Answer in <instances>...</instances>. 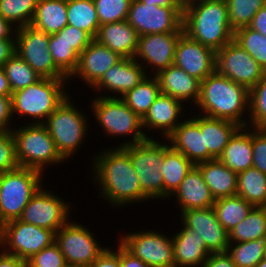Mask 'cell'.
Listing matches in <instances>:
<instances>
[{
  "instance_id": "59",
  "label": "cell",
  "mask_w": 266,
  "mask_h": 267,
  "mask_svg": "<svg viewBox=\"0 0 266 267\" xmlns=\"http://www.w3.org/2000/svg\"><path fill=\"white\" fill-rule=\"evenodd\" d=\"M12 90L6 76V73L2 67H0V96L11 97Z\"/></svg>"
},
{
  "instance_id": "63",
  "label": "cell",
  "mask_w": 266,
  "mask_h": 267,
  "mask_svg": "<svg viewBox=\"0 0 266 267\" xmlns=\"http://www.w3.org/2000/svg\"><path fill=\"white\" fill-rule=\"evenodd\" d=\"M67 267H81V266H72V265H68Z\"/></svg>"
},
{
  "instance_id": "25",
  "label": "cell",
  "mask_w": 266,
  "mask_h": 267,
  "mask_svg": "<svg viewBox=\"0 0 266 267\" xmlns=\"http://www.w3.org/2000/svg\"><path fill=\"white\" fill-rule=\"evenodd\" d=\"M171 238L175 267H202L210 253L197 231L183 224L180 231Z\"/></svg>"
},
{
  "instance_id": "21",
  "label": "cell",
  "mask_w": 266,
  "mask_h": 267,
  "mask_svg": "<svg viewBox=\"0 0 266 267\" xmlns=\"http://www.w3.org/2000/svg\"><path fill=\"white\" fill-rule=\"evenodd\" d=\"M122 57L113 52L107 46L98 43L95 39L79 55V62L75 72L69 78L74 77L84 81L92 88L108 69L116 64Z\"/></svg>"
},
{
  "instance_id": "43",
  "label": "cell",
  "mask_w": 266,
  "mask_h": 267,
  "mask_svg": "<svg viewBox=\"0 0 266 267\" xmlns=\"http://www.w3.org/2000/svg\"><path fill=\"white\" fill-rule=\"evenodd\" d=\"M233 40L266 71V36L249 27H243L234 32Z\"/></svg>"
},
{
  "instance_id": "48",
  "label": "cell",
  "mask_w": 266,
  "mask_h": 267,
  "mask_svg": "<svg viewBox=\"0 0 266 267\" xmlns=\"http://www.w3.org/2000/svg\"><path fill=\"white\" fill-rule=\"evenodd\" d=\"M253 167L266 174V128H252Z\"/></svg>"
},
{
  "instance_id": "11",
  "label": "cell",
  "mask_w": 266,
  "mask_h": 267,
  "mask_svg": "<svg viewBox=\"0 0 266 267\" xmlns=\"http://www.w3.org/2000/svg\"><path fill=\"white\" fill-rule=\"evenodd\" d=\"M49 34L27 25L16 29L15 52L42 78L68 79L56 66L48 49Z\"/></svg>"
},
{
  "instance_id": "19",
  "label": "cell",
  "mask_w": 266,
  "mask_h": 267,
  "mask_svg": "<svg viewBox=\"0 0 266 267\" xmlns=\"http://www.w3.org/2000/svg\"><path fill=\"white\" fill-rule=\"evenodd\" d=\"M180 215L181 225L197 231L204 239L210 254L227 251L229 234L219 223L213 207L188 209L181 211Z\"/></svg>"
},
{
  "instance_id": "16",
  "label": "cell",
  "mask_w": 266,
  "mask_h": 267,
  "mask_svg": "<svg viewBox=\"0 0 266 267\" xmlns=\"http://www.w3.org/2000/svg\"><path fill=\"white\" fill-rule=\"evenodd\" d=\"M70 209L69 203L43 185L23 209L19 220L56 232L69 221Z\"/></svg>"
},
{
  "instance_id": "46",
  "label": "cell",
  "mask_w": 266,
  "mask_h": 267,
  "mask_svg": "<svg viewBox=\"0 0 266 267\" xmlns=\"http://www.w3.org/2000/svg\"><path fill=\"white\" fill-rule=\"evenodd\" d=\"M64 255L56 242L43 248L27 260V267H67Z\"/></svg>"
},
{
  "instance_id": "23",
  "label": "cell",
  "mask_w": 266,
  "mask_h": 267,
  "mask_svg": "<svg viewBox=\"0 0 266 267\" xmlns=\"http://www.w3.org/2000/svg\"><path fill=\"white\" fill-rule=\"evenodd\" d=\"M191 119L204 132V162L218 159L228 145L229 139L241 127L237 123L218 118H210L201 114Z\"/></svg>"
},
{
  "instance_id": "3",
  "label": "cell",
  "mask_w": 266,
  "mask_h": 267,
  "mask_svg": "<svg viewBox=\"0 0 266 267\" xmlns=\"http://www.w3.org/2000/svg\"><path fill=\"white\" fill-rule=\"evenodd\" d=\"M196 106L201 115L247 127L248 119L243 117L249 112V90L215 71L201 81Z\"/></svg>"
},
{
  "instance_id": "30",
  "label": "cell",
  "mask_w": 266,
  "mask_h": 267,
  "mask_svg": "<svg viewBox=\"0 0 266 267\" xmlns=\"http://www.w3.org/2000/svg\"><path fill=\"white\" fill-rule=\"evenodd\" d=\"M218 159L237 174L252 167V128L240 127L229 139Z\"/></svg>"
},
{
  "instance_id": "9",
  "label": "cell",
  "mask_w": 266,
  "mask_h": 267,
  "mask_svg": "<svg viewBox=\"0 0 266 267\" xmlns=\"http://www.w3.org/2000/svg\"><path fill=\"white\" fill-rule=\"evenodd\" d=\"M122 148L130 156L142 192L149 199H163V175L160 170L165 153V144L153 137Z\"/></svg>"
},
{
  "instance_id": "40",
  "label": "cell",
  "mask_w": 266,
  "mask_h": 267,
  "mask_svg": "<svg viewBox=\"0 0 266 267\" xmlns=\"http://www.w3.org/2000/svg\"><path fill=\"white\" fill-rule=\"evenodd\" d=\"M48 49L55 66L69 79L78 66L79 54L72 48V45L55 33L49 34Z\"/></svg>"
},
{
  "instance_id": "33",
  "label": "cell",
  "mask_w": 266,
  "mask_h": 267,
  "mask_svg": "<svg viewBox=\"0 0 266 267\" xmlns=\"http://www.w3.org/2000/svg\"><path fill=\"white\" fill-rule=\"evenodd\" d=\"M237 195L253 207H266V174L253 166L238 173Z\"/></svg>"
},
{
  "instance_id": "4",
  "label": "cell",
  "mask_w": 266,
  "mask_h": 267,
  "mask_svg": "<svg viewBox=\"0 0 266 267\" xmlns=\"http://www.w3.org/2000/svg\"><path fill=\"white\" fill-rule=\"evenodd\" d=\"M69 79L41 78L11 95L12 116L31 118V124H43L50 114L70 95L65 85ZM67 83V84H66ZM16 113V114H15Z\"/></svg>"
},
{
  "instance_id": "27",
  "label": "cell",
  "mask_w": 266,
  "mask_h": 267,
  "mask_svg": "<svg viewBox=\"0 0 266 267\" xmlns=\"http://www.w3.org/2000/svg\"><path fill=\"white\" fill-rule=\"evenodd\" d=\"M138 38L137 31L125 20L100 25L95 40L122 58H134Z\"/></svg>"
},
{
  "instance_id": "36",
  "label": "cell",
  "mask_w": 266,
  "mask_h": 267,
  "mask_svg": "<svg viewBox=\"0 0 266 267\" xmlns=\"http://www.w3.org/2000/svg\"><path fill=\"white\" fill-rule=\"evenodd\" d=\"M213 208L219 223L229 233L246 218L253 206L241 196L234 195L215 200Z\"/></svg>"
},
{
  "instance_id": "7",
  "label": "cell",
  "mask_w": 266,
  "mask_h": 267,
  "mask_svg": "<svg viewBox=\"0 0 266 267\" xmlns=\"http://www.w3.org/2000/svg\"><path fill=\"white\" fill-rule=\"evenodd\" d=\"M43 173L24 167L0 173V226L19 219L31 198L45 185Z\"/></svg>"
},
{
  "instance_id": "51",
  "label": "cell",
  "mask_w": 266,
  "mask_h": 267,
  "mask_svg": "<svg viewBox=\"0 0 266 267\" xmlns=\"http://www.w3.org/2000/svg\"><path fill=\"white\" fill-rule=\"evenodd\" d=\"M12 105L11 97L0 96V132L12 131Z\"/></svg>"
},
{
  "instance_id": "49",
  "label": "cell",
  "mask_w": 266,
  "mask_h": 267,
  "mask_svg": "<svg viewBox=\"0 0 266 267\" xmlns=\"http://www.w3.org/2000/svg\"><path fill=\"white\" fill-rule=\"evenodd\" d=\"M62 37L80 55L82 51L94 40L87 32L67 25L61 31L55 33Z\"/></svg>"
},
{
  "instance_id": "37",
  "label": "cell",
  "mask_w": 266,
  "mask_h": 267,
  "mask_svg": "<svg viewBox=\"0 0 266 267\" xmlns=\"http://www.w3.org/2000/svg\"><path fill=\"white\" fill-rule=\"evenodd\" d=\"M229 242H246L266 238V207H253L229 233Z\"/></svg>"
},
{
  "instance_id": "45",
  "label": "cell",
  "mask_w": 266,
  "mask_h": 267,
  "mask_svg": "<svg viewBox=\"0 0 266 267\" xmlns=\"http://www.w3.org/2000/svg\"><path fill=\"white\" fill-rule=\"evenodd\" d=\"M100 25L125 21L131 0H93Z\"/></svg>"
},
{
  "instance_id": "38",
  "label": "cell",
  "mask_w": 266,
  "mask_h": 267,
  "mask_svg": "<svg viewBox=\"0 0 266 267\" xmlns=\"http://www.w3.org/2000/svg\"><path fill=\"white\" fill-rule=\"evenodd\" d=\"M2 68L6 73L12 93L26 88L42 78L16 52L5 62Z\"/></svg>"
},
{
  "instance_id": "12",
  "label": "cell",
  "mask_w": 266,
  "mask_h": 267,
  "mask_svg": "<svg viewBox=\"0 0 266 267\" xmlns=\"http://www.w3.org/2000/svg\"><path fill=\"white\" fill-rule=\"evenodd\" d=\"M88 229L81 223L68 221L55 232V242L67 265L89 267L105 249Z\"/></svg>"
},
{
  "instance_id": "26",
  "label": "cell",
  "mask_w": 266,
  "mask_h": 267,
  "mask_svg": "<svg viewBox=\"0 0 266 267\" xmlns=\"http://www.w3.org/2000/svg\"><path fill=\"white\" fill-rule=\"evenodd\" d=\"M176 196L180 211L213 207V198L199 168L195 165L180 183L171 197Z\"/></svg>"
},
{
  "instance_id": "10",
  "label": "cell",
  "mask_w": 266,
  "mask_h": 267,
  "mask_svg": "<svg viewBox=\"0 0 266 267\" xmlns=\"http://www.w3.org/2000/svg\"><path fill=\"white\" fill-rule=\"evenodd\" d=\"M0 240V250L27 261L55 242V232L16 219L1 226Z\"/></svg>"
},
{
  "instance_id": "34",
  "label": "cell",
  "mask_w": 266,
  "mask_h": 267,
  "mask_svg": "<svg viewBox=\"0 0 266 267\" xmlns=\"http://www.w3.org/2000/svg\"><path fill=\"white\" fill-rule=\"evenodd\" d=\"M161 93L154 75L145 77L136 87L120 97L139 117L143 118Z\"/></svg>"
},
{
  "instance_id": "17",
  "label": "cell",
  "mask_w": 266,
  "mask_h": 267,
  "mask_svg": "<svg viewBox=\"0 0 266 267\" xmlns=\"http://www.w3.org/2000/svg\"><path fill=\"white\" fill-rule=\"evenodd\" d=\"M183 32L182 26L175 33H152L139 36L134 59L144 68L151 66L154 75L167 69L174 63L176 46Z\"/></svg>"
},
{
  "instance_id": "35",
  "label": "cell",
  "mask_w": 266,
  "mask_h": 267,
  "mask_svg": "<svg viewBox=\"0 0 266 267\" xmlns=\"http://www.w3.org/2000/svg\"><path fill=\"white\" fill-rule=\"evenodd\" d=\"M68 25L87 32L95 39L100 23L93 0H67Z\"/></svg>"
},
{
  "instance_id": "2",
  "label": "cell",
  "mask_w": 266,
  "mask_h": 267,
  "mask_svg": "<svg viewBox=\"0 0 266 267\" xmlns=\"http://www.w3.org/2000/svg\"><path fill=\"white\" fill-rule=\"evenodd\" d=\"M184 33L215 52L233 40L226 0H192L183 5Z\"/></svg>"
},
{
  "instance_id": "47",
  "label": "cell",
  "mask_w": 266,
  "mask_h": 267,
  "mask_svg": "<svg viewBox=\"0 0 266 267\" xmlns=\"http://www.w3.org/2000/svg\"><path fill=\"white\" fill-rule=\"evenodd\" d=\"M18 167L15 143L11 131L0 132V173L11 171Z\"/></svg>"
},
{
  "instance_id": "32",
  "label": "cell",
  "mask_w": 266,
  "mask_h": 267,
  "mask_svg": "<svg viewBox=\"0 0 266 267\" xmlns=\"http://www.w3.org/2000/svg\"><path fill=\"white\" fill-rule=\"evenodd\" d=\"M46 34H54L68 25L67 0H38L31 24Z\"/></svg>"
},
{
  "instance_id": "15",
  "label": "cell",
  "mask_w": 266,
  "mask_h": 267,
  "mask_svg": "<svg viewBox=\"0 0 266 267\" xmlns=\"http://www.w3.org/2000/svg\"><path fill=\"white\" fill-rule=\"evenodd\" d=\"M215 71L251 90L265 70L237 42L232 40L216 52Z\"/></svg>"
},
{
  "instance_id": "44",
  "label": "cell",
  "mask_w": 266,
  "mask_h": 267,
  "mask_svg": "<svg viewBox=\"0 0 266 267\" xmlns=\"http://www.w3.org/2000/svg\"><path fill=\"white\" fill-rule=\"evenodd\" d=\"M248 113V127L266 128V71L258 83L249 90Z\"/></svg>"
},
{
  "instance_id": "22",
  "label": "cell",
  "mask_w": 266,
  "mask_h": 267,
  "mask_svg": "<svg viewBox=\"0 0 266 267\" xmlns=\"http://www.w3.org/2000/svg\"><path fill=\"white\" fill-rule=\"evenodd\" d=\"M183 104L171 96L160 93L142 118L143 129L160 130V135L166 139L181 123L179 117L185 116Z\"/></svg>"
},
{
  "instance_id": "58",
  "label": "cell",
  "mask_w": 266,
  "mask_h": 267,
  "mask_svg": "<svg viewBox=\"0 0 266 267\" xmlns=\"http://www.w3.org/2000/svg\"><path fill=\"white\" fill-rule=\"evenodd\" d=\"M143 3H151L159 7L183 8L181 0H139Z\"/></svg>"
},
{
  "instance_id": "24",
  "label": "cell",
  "mask_w": 266,
  "mask_h": 267,
  "mask_svg": "<svg viewBox=\"0 0 266 267\" xmlns=\"http://www.w3.org/2000/svg\"><path fill=\"white\" fill-rule=\"evenodd\" d=\"M158 80L160 91L181 102L195 104L198 101L201 81L190 76L183 69L171 65L154 75Z\"/></svg>"
},
{
  "instance_id": "50",
  "label": "cell",
  "mask_w": 266,
  "mask_h": 267,
  "mask_svg": "<svg viewBox=\"0 0 266 267\" xmlns=\"http://www.w3.org/2000/svg\"><path fill=\"white\" fill-rule=\"evenodd\" d=\"M118 245L115 251L106 247L89 267H120V243Z\"/></svg>"
},
{
  "instance_id": "14",
  "label": "cell",
  "mask_w": 266,
  "mask_h": 267,
  "mask_svg": "<svg viewBox=\"0 0 266 267\" xmlns=\"http://www.w3.org/2000/svg\"><path fill=\"white\" fill-rule=\"evenodd\" d=\"M127 21L139 36L175 33L182 27L183 8L159 7L131 0Z\"/></svg>"
},
{
  "instance_id": "13",
  "label": "cell",
  "mask_w": 266,
  "mask_h": 267,
  "mask_svg": "<svg viewBox=\"0 0 266 267\" xmlns=\"http://www.w3.org/2000/svg\"><path fill=\"white\" fill-rule=\"evenodd\" d=\"M118 240V243L148 267H175L172 238L161 231L128 232Z\"/></svg>"
},
{
  "instance_id": "61",
  "label": "cell",
  "mask_w": 266,
  "mask_h": 267,
  "mask_svg": "<svg viewBox=\"0 0 266 267\" xmlns=\"http://www.w3.org/2000/svg\"><path fill=\"white\" fill-rule=\"evenodd\" d=\"M263 259L266 260V239H265V246H264V251H263Z\"/></svg>"
},
{
  "instance_id": "57",
  "label": "cell",
  "mask_w": 266,
  "mask_h": 267,
  "mask_svg": "<svg viewBox=\"0 0 266 267\" xmlns=\"http://www.w3.org/2000/svg\"><path fill=\"white\" fill-rule=\"evenodd\" d=\"M15 32L16 28L0 16V39L15 38Z\"/></svg>"
},
{
  "instance_id": "42",
  "label": "cell",
  "mask_w": 266,
  "mask_h": 267,
  "mask_svg": "<svg viewBox=\"0 0 266 267\" xmlns=\"http://www.w3.org/2000/svg\"><path fill=\"white\" fill-rule=\"evenodd\" d=\"M226 2L233 32L248 27L254 15L266 5V0H226Z\"/></svg>"
},
{
  "instance_id": "64",
  "label": "cell",
  "mask_w": 266,
  "mask_h": 267,
  "mask_svg": "<svg viewBox=\"0 0 266 267\" xmlns=\"http://www.w3.org/2000/svg\"><path fill=\"white\" fill-rule=\"evenodd\" d=\"M0 236H1V226H0ZM0 247H1V240H0Z\"/></svg>"
},
{
  "instance_id": "56",
  "label": "cell",
  "mask_w": 266,
  "mask_h": 267,
  "mask_svg": "<svg viewBox=\"0 0 266 267\" xmlns=\"http://www.w3.org/2000/svg\"><path fill=\"white\" fill-rule=\"evenodd\" d=\"M0 267H27V261L18 258L17 256L2 252L1 250Z\"/></svg>"
},
{
  "instance_id": "5",
  "label": "cell",
  "mask_w": 266,
  "mask_h": 267,
  "mask_svg": "<svg viewBox=\"0 0 266 267\" xmlns=\"http://www.w3.org/2000/svg\"><path fill=\"white\" fill-rule=\"evenodd\" d=\"M90 107L99 126L106 136H130L116 147H124L151 139L149 134L143 132L142 118L129 108L119 97L96 96Z\"/></svg>"
},
{
  "instance_id": "39",
  "label": "cell",
  "mask_w": 266,
  "mask_h": 267,
  "mask_svg": "<svg viewBox=\"0 0 266 267\" xmlns=\"http://www.w3.org/2000/svg\"><path fill=\"white\" fill-rule=\"evenodd\" d=\"M265 239L229 242L227 253L236 267H256L263 259Z\"/></svg>"
},
{
  "instance_id": "31",
  "label": "cell",
  "mask_w": 266,
  "mask_h": 267,
  "mask_svg": "<svg viewBox=\"0 0 266 267\" xmlns=\"http://www.w3.org/2000/svg\"><path fill=\"white\" fill-rule=\"evenodd\" d=\"M165 143V153L161 163L163 175V199H170L188 172L195 166L181 152Z\"/></svg>"
},
{
  "instance_id": "53",
  "label": "cell",
  "mask_w": 266,
  "mask_h": 267,
  "mask_svg": "<svg viewBox=\"0 0 266 267\" xmlns=\"http://www.w3.org/2000/svg\"><path fill=\"white\" fill-rule=\"evenodd\" d=\"M120 267H148L140 258L133 256L120 244Z\"/></svg>"
},
{
  "instance_id": "29",
  "label": "cell",
  "mask_w": 266,
  "mask_h": 267,
  "mask_svg": "<svg viewBox=\"0 0 266 267\" xmlns=\"http://www.w3.org/2000/svg\"><path fill=\"white\" fill-rule=\"evenodd\" d=\"M215 200L237 195L238 174L219 159L196 164Z\"/></svg>"
},
{
  "instance_id": "8",
  "label": "cell",
  "mask_w": 266,
  "mask_h": 267,
  "mask_svg": "<svg viewBox=\"0 0 266 267\" xmlns=\"http://www.w3.org/2000/svg\"><path fill=\"white\" fill-rule=\"evenodd\" d=\"M80 111L69 95L43 123L65 161L76 154L87 137L89 121Z\"/></svg>"
},
{
  "instance_id": "41",
  "label": "cell",
  "mask_w": 266,
  "mask_h": 267,
  "mask_svg": "<svg viewBox=\"0 0 266 267\" xmlns=\"http://www.w3.org/2000/svg\"><path fill=\"white\" fill-rule=\"evenodd\" d=\"M38 0H0V16L13 27L31 24Z\"/></svg>"
},
{
  "instance_id": "28",
  "label": "cell",
  "mask_w": 266,
  "mask_h": 267,
  "mask_svg": "<svg viewBox=\"0 0 266 267\" xmlns=\"http://www.w3.org/2000/svg\"><path fill=\"white\" fill-rule=\"evenodd\" d=\"M194 165L204 162V132L188 117L165 139Z\"/></svg>"
},
{
  "instance_id": "1",
  "label": "cell",
  "mask_w": 266,
  "mask_h": 267,
  "mask_svg": "<svg viewBox=\"0 0 266 267\" xmlns=\"http://www.w3.org/2000/svg\"><path fill=\"white\" fill-rule=\"evenodd\" d=\"M91 160L93 182L101 191L99 196L112 207L124 208L125 205L150 200L142 192L130 156L122 147L106 148Z\"/></svg>"
},
{
  "instance_id": "60",
  "label": "cell",
  "mask_w": 266,
  "mask_h": 267,
  "mask_svg": "<svg viewBox=\"0 0 266 267\" xmlns=\"http://www.w3.org/2000/svg\"><path fill=\"white\" fill-rule=\"evenodd\" d=\"M256 267H266V260L265 259H262Z\"/></svg>"
},
{
  "instance_id": "62",
  "label": "cell",
  "mask_w": 266,
  "mask_h": 267,
  "mask_svg": "<svg viewBox=\"0 0 266 267\" xmlns=\"http://www.w3.org/2000/svg\"><path fill=\"white\" fill-rule=\"evenodd\" d=\"M190 1H192V0H181L183 5L186 4L187 2H190Z\"/></svg>"
},
{
  "instance_id": "52",
  "label": "cell",
  "mask_w": 266,
  "mask_h": 267,
  "mask_svg": "<svg viewBox=\"0 0 266 267\" xmlns=\"http://www.w3.org/2000/svg\"><path fill=\"white\" fill-rule=\"evenodd\" d=\"M202 267H236L227 252L211 253Z\"/></svg>"
},
{
  "instance_id": "20",
  "label": "cell",
  "mask_w": 266,
  "mask_h": 267,
  "mask_svg": "<svg viewBox=\"0 0 266 267\" xmlns=\"http://www.w3.org/2000/svg\"><path fill=\"white\" fill-rule=\"evenodd\" d=\"M134 58H121L114 66L102 75L92 87L94 91H103L118 96L105 95L104 97H122L126 92L136 87L149 73ZM105 90V91H104Z\"/></svg>"
},
{
  "instance_id": "54",
  "label": "cell",
  "mask_w": 266,
  "mask_h": 267,
  "mask_svg": "<svg viewBox=\"0 0 266 267\" xmlns=\"http://www.w3.org/2000/svg\"><path fill=\"white\" fill-rule=\"evenodd\" d=\"M15 53V38L0 39V67Z\"/></svg>"
},
{
  "instance_id": "55",
  "label": "cell",
  "mask_w": 266,
  "mask_h": 267,
  "mask_svg": "<svg viewBox=\"0 0 266 267\" xmlns=\"http://www.w3.org/2000/svg\"><path fill=\"white\" fill-rule=\"evenodd\" d=\"M248 27L266 36V5L254 15Z\"/></svg>"
},
{
  "instance_id": "6",
  "label": "cell",
  "mask_w": 266,
  "mask_h": 267,
  "mask_svg": "<svg viewBox=\"0 0 266 267\" xmlns=\"http://www.w3.org/2000/svg\"><path fill=\"white\" fill-rule=\"evenodd\" d=\"M16 160L19 167L30 168L44 173L49 165L65 160L58 153L51 135L43 124H24L11 131Z\"/></svg>"
},
{
  "instance_id": "18",
  "label": "cell",
  "mask_w": 266,
  "mask_h": 267,
  "mask_svg": "<svg viewBox=\"0 0 266 267\" xmlns=\"http://www.w3.org/2000/svg\"><path fill=\"white\" fill-rule=\"evenodd\" d=\"M173 64L203 81L215 72L216 52L183 32L176 46Z\"/></svg>"
}]
</instances>
